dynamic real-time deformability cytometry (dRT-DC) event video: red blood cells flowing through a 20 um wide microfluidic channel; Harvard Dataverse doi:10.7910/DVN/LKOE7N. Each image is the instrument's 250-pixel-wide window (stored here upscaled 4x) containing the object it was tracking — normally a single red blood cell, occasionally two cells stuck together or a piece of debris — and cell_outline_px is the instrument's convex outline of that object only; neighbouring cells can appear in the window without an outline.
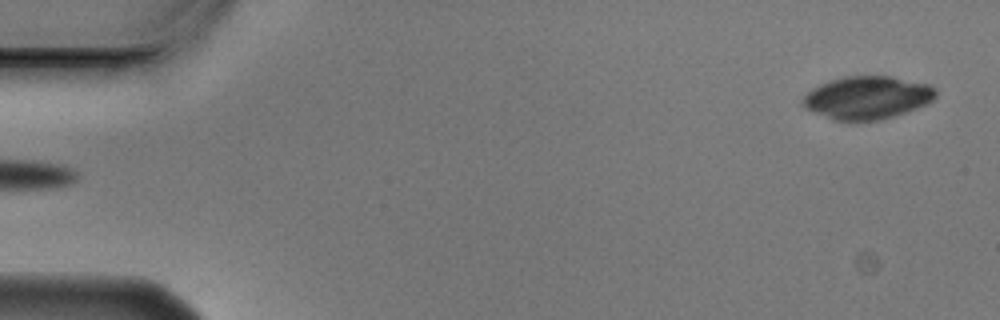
{"species": "Egyptian fruit bat (a non-hibernating species)", "species_latin": "Rousettus aegyptiacus", "temperature_condition": "cold", "stored_images_in_passage": 3, "camera_frame_rate_fps": 3000, "um_per_image_px": 0.085, "animal": {"sex": "male"}, "frame": {"image": 1, "passage_image": 3, "time_ms": 0.667, "image_size_px": [1000, 320], "cell_outline_px": [[936, 96], [932, 100], [916, 108], [880, 120], [832, 120], [808, 108], [804, 104], [804, 96], [808, 92], [820, 84], [844, 76], [892, 76], [928, 84], [936, 88]], "centroid_in_image_um": [73.75, 8.28], "position_along_channel_um": 11.2, "area_um2": 32.6}}